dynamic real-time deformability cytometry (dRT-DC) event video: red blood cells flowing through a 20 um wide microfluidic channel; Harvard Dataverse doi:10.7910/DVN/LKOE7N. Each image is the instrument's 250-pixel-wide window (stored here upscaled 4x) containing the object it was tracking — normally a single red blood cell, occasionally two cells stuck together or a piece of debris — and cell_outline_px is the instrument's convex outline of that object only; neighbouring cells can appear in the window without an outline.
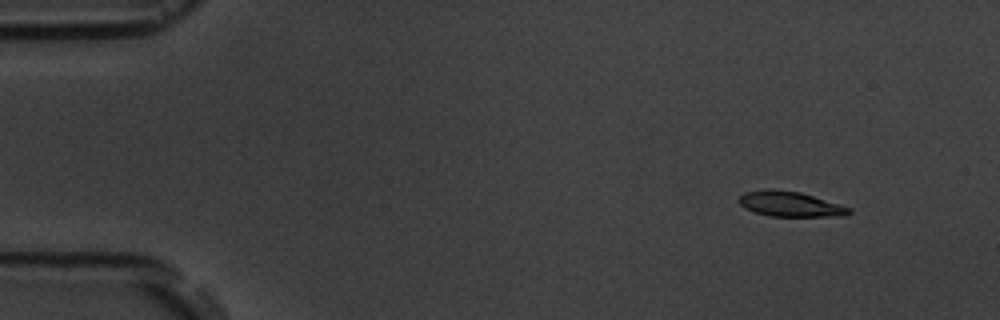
{"species": "common noctule bat (a hibernating species)", "species_latin": "Nyctalus noctula", "temperature_condition": "room temperature", "stored_images_in_passage": 5, "camera_frame_rate_fps": 3000, "um_per_image_px": 0.085, "animal": {"sex": "male", "body_mass_g": 19.5, "forearm_length_mm": 54.6}, "frame": {"image": 1, "passage_image": 1, "time_ms": 0.0, "image_size_px": [1000, 320], "cell_outline_px": [[852, 212], [848, 216], [768, 216], [744, 208], [736, 200], [744, 192], [764, 188], [768, 188], [800, 192], [852, 208]], "centroid_in_image_um": [67.14, 17.34], "position_along_channel_um": 17.9, "area_um2": 16.3}}
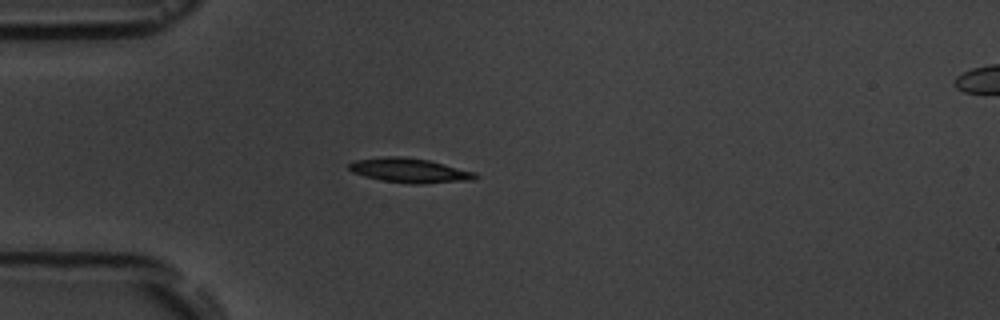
{"frame": {"image": 2, "passage_image": 4, "time_ms": 3.333, "image_size_px": [1000, 320], "cell_outline_px": [[480, 176], [476, 180], [420, 184], [412, 184], [384, 180], [364, 176], [352, 172], [348, 168], [348, 164], [352, 160], [384, 156], [404, 156], [428, 160], [476, 172]], "centroid_in_image_um": [34.83, 14.48], "position_along_channel_um": 50.2, "area_um2": 18.21}}